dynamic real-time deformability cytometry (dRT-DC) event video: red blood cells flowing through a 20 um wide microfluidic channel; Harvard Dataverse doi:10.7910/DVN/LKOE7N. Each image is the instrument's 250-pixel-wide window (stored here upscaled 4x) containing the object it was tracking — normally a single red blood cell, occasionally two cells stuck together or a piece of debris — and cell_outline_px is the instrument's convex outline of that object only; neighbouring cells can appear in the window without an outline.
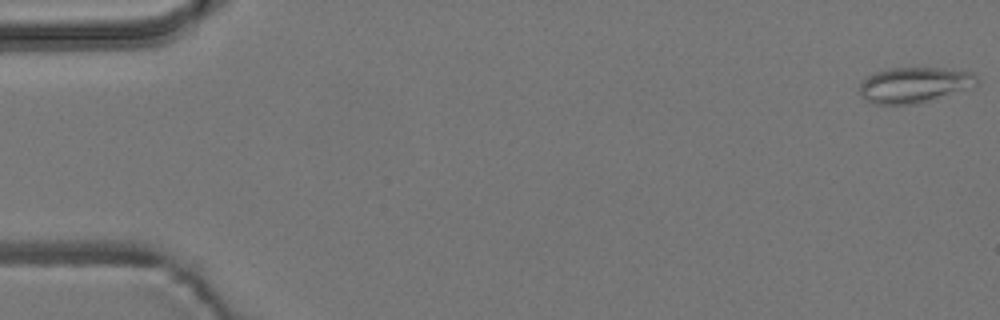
{"species": "common noctule bat (a hibernating species)", "species_latin": "Nyctalus noctula", "temperature_condition": "room temperature", "stored_images_in_passage": 4, "camera_frame_rate_fps": 3000, "um_per_image_px": 0.085, "animal": {"sex": "male", "body_mass_g": 19.2, "forearm_length_mm": 51.8}, "frame": {"image": 1, "passage_image": 1, "time_ms": 0.0, "image_size_px": [1000, 320], "cell_outline_px": [[976, 84], [916, 104], [872, 104], [864, 100], [860, 96], [860, 80], [876, 72], [888, 68], [944, 68], [972, 72], [976, 76]], "centroid_in_image_um": [77.59, 7.21], "position_along_channel_um": 7.4, "area_um2": 23.87}}